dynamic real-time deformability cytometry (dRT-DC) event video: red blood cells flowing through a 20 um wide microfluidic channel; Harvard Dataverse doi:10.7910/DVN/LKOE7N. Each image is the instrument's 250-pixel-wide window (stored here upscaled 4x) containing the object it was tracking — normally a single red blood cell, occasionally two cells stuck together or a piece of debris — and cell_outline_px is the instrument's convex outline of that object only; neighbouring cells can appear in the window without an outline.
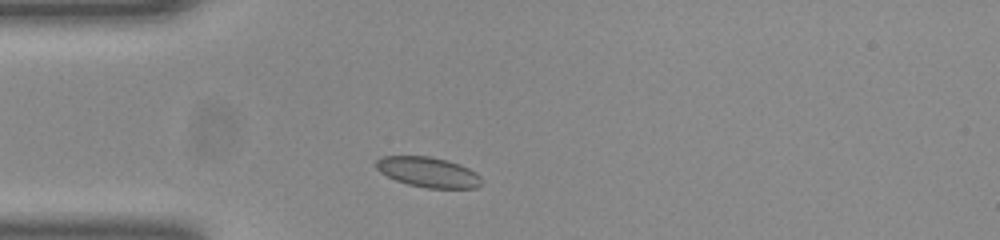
{"species": "common noctule bat (a hibernating species)", "species_latin": "Nyctalus noctula", "temperature_condition": "room temperature", "stored_images_in_passage": 30, "camera_frame_rate_fps": 3000, "um_per_image_px": 0.085, "animal": {"sex": "female", "body_mass_g": 23.0, "forearm_length_mm": 53.4}, "frame": {"image": 1, "passage_image": 1, "time_ms": 0.0, "image_size_px": [1000, 240], "cell_outline_px": [[480, 184], [476, 188], [428, 188], [408, 184], [396, 180], [380, 172], [376, 168], [376, 160], [384, 156], [428, 156], [444, 160], [468, 168], [476, 172], [480, 176]], "centroid_in_image_um": [36.37, 14.63], "position_along_channel_um": 48.6, "area_um2": 18.21}}
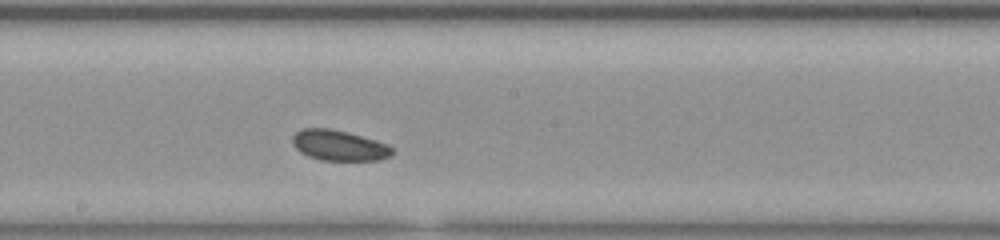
{"frame": {"image": 2, "passage_image": 15, "time_ms": 4.667, "image_size_px": [1000, 240], "cell_outline_px": [[396, 152], [392, 156], [380, 160], [320, 160], [308, 156], [300, 152], [292, 144], [292, 136], [296, 132], [304, 128], [328, 128], [348, 132], [388, 144]], "centroid_in_image_um": [28.83, 12.37], "position_along_channel_um": 219.4, "area_um2": 17.86}}
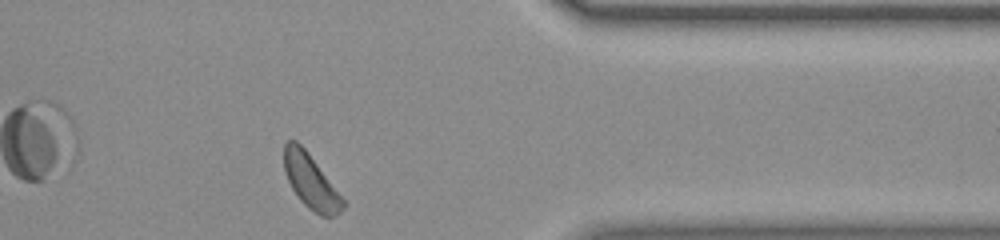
{"frame": {"image": 3, "passage_image": 29, "time_ms": 9.333, "image_size_px": [1000, 240], "cell_outline_px": [[344, 208], [340, 212], [332, 216], [320, 216], [308, 208], [300, 200], [292, 188], [288, 180], [284, 168], [284, 144], [288, 140], [296, 140], [308, 152], [344, 200]], "centroid_in_image_um": [26.4, 15.42], "position_along_channel_um": 385.0, "area_um2": 18.26}, "authors_computed_cell_mechanics": {"area_um2": 18.0914, "velocity_mm_per_s": 3.9159, "shape_relaxation_time_tau1_ms": null, "shape_relaxation_time_tau2_ms": 3.1857, "deformation_change_tau1": null, "deformation_change_tau2": 0.08}}